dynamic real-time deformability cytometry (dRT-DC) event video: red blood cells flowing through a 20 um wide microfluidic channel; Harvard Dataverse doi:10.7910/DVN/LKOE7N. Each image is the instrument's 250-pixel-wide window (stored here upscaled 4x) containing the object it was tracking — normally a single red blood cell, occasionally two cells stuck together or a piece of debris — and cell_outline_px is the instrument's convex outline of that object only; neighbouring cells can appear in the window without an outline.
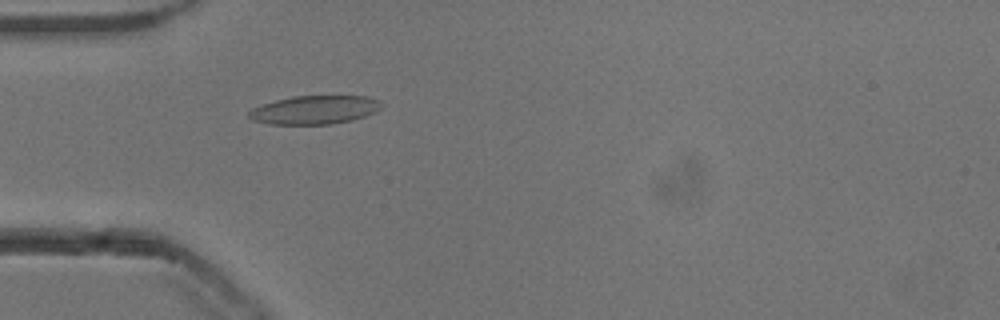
{"species": "common noctule bat (a hibernating species)", "species_latin": "Nyctalus noctula", "temperature_condition": "cold", "stored_images_in_passage": 33, "camera_frame_rate_fps": 3000, "um_per_image_px": 0.085, "animal": {"sex": "male", "body_mass_g": 13.3}, "frame": {"image": 1, "passage_image": 1, "time_ms": 0.0, "image_size_px": [1000, 320], "cell_outline_px": [[384, 104], [376, 112], [352, 120], [332, 124], [272, 124], [252, 120], [248, 116], [248, 112], [252, 108], [276, 100], [292, 96], [368, 96], [380, 100]], "centroid_in_image_um": [26.78, 9.33], "position_along_channel_um": 58.2, "area_um2": 22.08}}
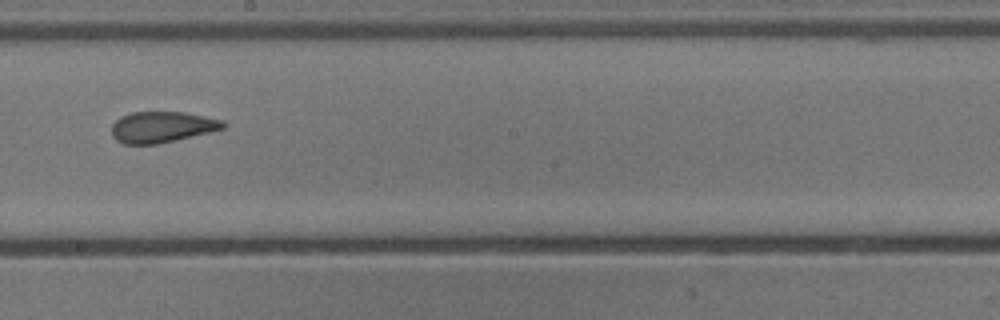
{"frame": {"image": 2, "passage_image": 15, "time_ms": 4.667, "image_size_px": [1000, 320], "cell_outline_px": [[228, 124], [224, 128], [208, 132], [156, 144], [124, 144], [116, 140], [112, 136], [112, 124], [120, 116], [132, 112], [184, 112], [224, 120]], "centroid_in_image_um": [13.75, 10.78], "position_along_channel_um": 234.4, "area_um2": 20.06}}
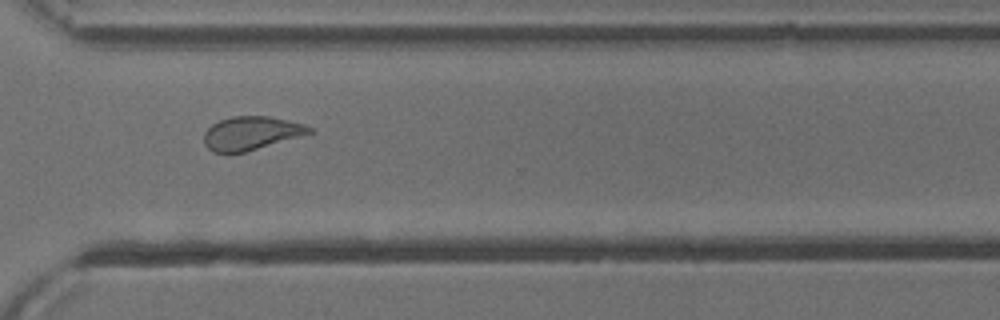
{"frame": {"image": 3, "passage_image": 24, "time_ms": 7.667, "image_size_px": [1000, 320], "cell_outline_px": [[312, 132], [244, 152], [212, 152], [204, 144], [204, 132], [212, 124], [220, 120], [232, 116], [268, 116], [288, 120], [304, 124], [312, 128]], "centroid_in_image_um": [21.3, 11.3], "position_along_channel_um": 349.3, "area_um2": 20.17}, "authors_computed_cell_mechanics": {"area_um2": 20.9236, "velocity_mm_per_s": 3.8408, "shape_relaxation_time_tau1_ms": 6.8425, "shape_relaxation_time_tau2_ms": 1.773, "deformation_change_tau1": 0.162, "deformation_change_tau2": 0.0875}}